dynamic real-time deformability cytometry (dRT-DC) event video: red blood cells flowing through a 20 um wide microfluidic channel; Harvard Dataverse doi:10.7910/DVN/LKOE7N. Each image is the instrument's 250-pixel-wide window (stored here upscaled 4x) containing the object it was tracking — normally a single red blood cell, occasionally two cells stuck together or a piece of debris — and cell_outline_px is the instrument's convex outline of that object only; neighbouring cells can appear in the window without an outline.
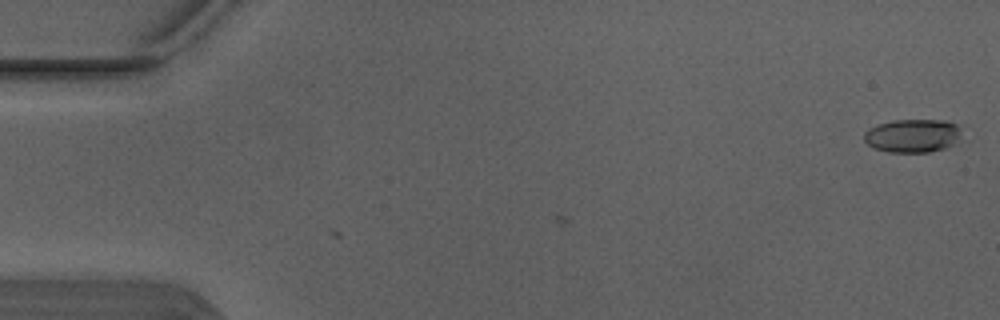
{"species": "Egyptian fruit bat (a non-hibernating species)", "species_latin": "Rousettus aegyptiacus", "temperature_condition": "warm", "stored_images_in_passage": 2, "camera_frame_rate_fps": 3000, "um_per_image_px": 0.085, "animal": {"sex": "male"}, "frame": {"image": 1, "passage_image": 2, "time_ms": 0.333, "image_size_px": [1000, 320], "cell_outline_px": [[960, 140], [944, 148], [928, 152], [888, 152], [876, 148], [868, 144], [864, 140], [864, 132], [868, 128], [876, 124], [892, 120], [944, 120], [960, 124]], "centroid_in_image_um": [77.58, 11.52], "position_along_channel_um": 7.4, "area_um2": 19.13}}